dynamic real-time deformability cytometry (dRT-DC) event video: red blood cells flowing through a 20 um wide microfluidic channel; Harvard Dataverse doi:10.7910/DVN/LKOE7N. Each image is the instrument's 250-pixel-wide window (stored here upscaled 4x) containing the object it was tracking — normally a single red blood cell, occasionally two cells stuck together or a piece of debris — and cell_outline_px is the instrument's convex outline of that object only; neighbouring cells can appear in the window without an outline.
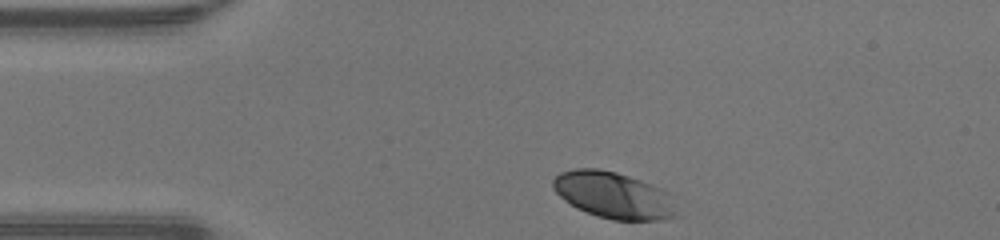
{"species": "human", "species_latin": "Homo sapiens", "temperature_condition": "warm", "stored_images_in_passage": 30, "camera_frame_rate_fps": 3000, "um_per_image_px": 0.085, "donor": {"sex": "male"}, "frame": {"image": 1, "passage_image": 1, "time_ms": 0.0, "image_size_px": [1000, 240], "cell_outline_px": [[680, 216], [660, 220], [612, 220], [596, 216], [576, 208], [564, 200], [552, 188], [552, 180], [560, 172], [576, 168], [596, 168], [616, 172], [640, 180], [660, 188], [668, 192]], "centroid_in_image_um": [52.15, 16.6], "position_along_channel_um": 32.8, "area_um2": 33.7}}
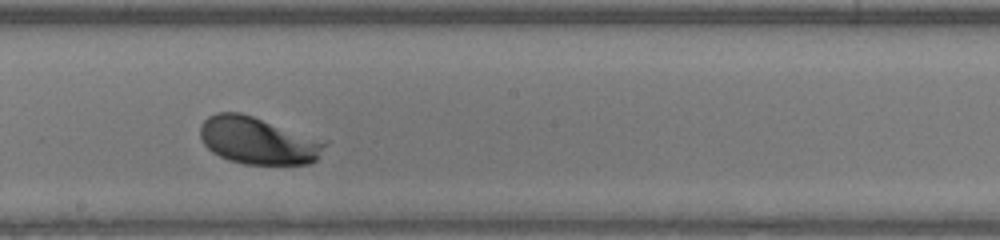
{"frame": {"image": 2, "passage_image": 18, "time_ms": 5.667, "image_size_px": [1000, 240], "cell_outline_px": [[328, 140], [316, 160], [308, 164], [244, 164], [228, 160], [212, 152], [204, 144], [200, 136], [200, 124], [208, 116], [216, 112], [240, 112]], "centroid_in_image_um": [21.93, 11.94], "position_along_channel_um": 226.3, "area_um2": 34.51}}
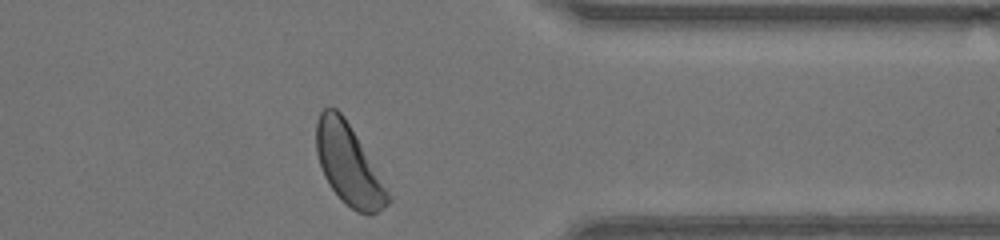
{"frame": {"image": 3, "passage_image": 30, "time_ms": 9.667, "image_size_px": [1000, 240], "cell_outline_px": [[392, 200], [384, 208], [372, 216], [368, 216], [356, 212], [332, 188], [324, 176], [316, 152], [316, 124], [320, 112], [324, 108], [336, 108], [344, 116], [392, 196]], "centroid_in_image_um": [29.65, 14.02], "position_along_channel_um": 381.8, "area_um2": 33.12}, "authors_computed_cell_mechanics": {"area_um2": 33.8708, "velocity_mm_per_s": 4.2198, "shape_relaxation_time_tau1_ms": 1.0585, "shape_relaxation_time_tau2_ms": null, "deformation_change_tau1": 0.1242, "deformation_change_tau2": null}}